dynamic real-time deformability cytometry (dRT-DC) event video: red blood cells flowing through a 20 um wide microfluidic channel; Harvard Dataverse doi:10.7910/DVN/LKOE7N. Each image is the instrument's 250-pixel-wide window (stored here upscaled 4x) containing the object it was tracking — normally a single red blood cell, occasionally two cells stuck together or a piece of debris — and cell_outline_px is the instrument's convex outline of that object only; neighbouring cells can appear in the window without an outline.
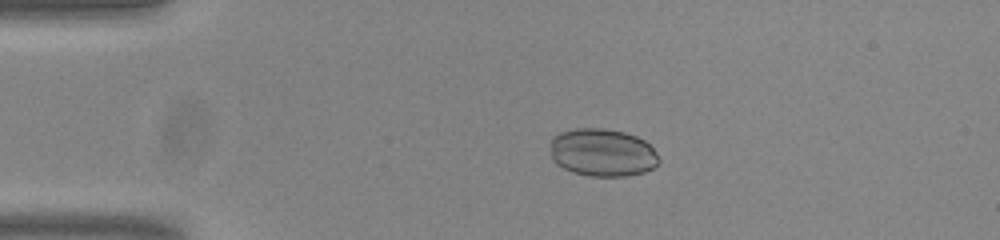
{"species": "common noctule bat (a hibernating species)", "species_latin": "Nyctalus noctula", "temperature_condition": "room temperature", "stored_images_in_passage": 43, "camera_frame_rate_fps": 3000, "um_per_image_px": 0.085, "animal": {"sex": "male", "body_mass_g": 20.0, "forearm_length_mm": 53.3}, "frame": {"image": 1, "passage_image": 1, "time_ms": 0.0, "image_size_px": [1000, 240], "cell_outline_px": [[660, 160], [652, 168], [644, 172], [624, 176], [588, 176], [572, 172], [556, 164], [552, 160], [552, 136], [560, 132], [576, 128], [604, 128], [624, 132], [636, 136], [644, 140], [656, 152]], "centroid_in_image_um": [51.2, 12.96], "position_along_channel_um": 33.8, "area_um2": 30.23}}
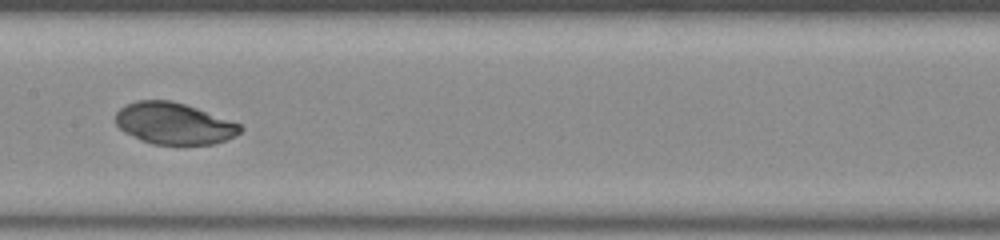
{"frame": {"image": 2, "passage_image": 17, "time_ms": 5.333, "image_size_px": [1000, 240], "cell_outline_px": [[244, 128], [236, 136], [212, 144], [152, 144], [140, 140], [124, 132], [116, 124], [116, 112], [120, 108], [136, 100], [172, 100], [196, 108], [240, 124]], "centroid_in_image_um": [14.77, 10.5], "position_along_channel_um": 192.6, "area_um2": 30.0}}
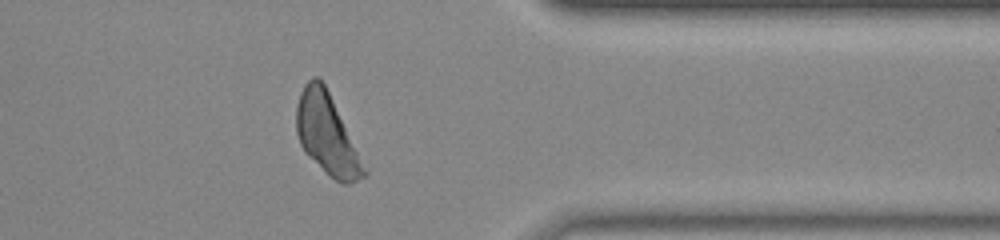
{"frame": {"image": 3, "passage_image": 33, "time_ms": 10.667, "image_size_px": [1000, 240], "cell_outline_px": [[368, 172], [364, 176], [348, 184], [340, 184], [328, 176], [304, 152], [300, 144], [296, 132], [296, 108], [300, 92], [304, 84], [312, 76], [316, 76], [324, 84], [368, 168]], "centroid_in_image_um": [27.79, 11.46], "position_along_channel_um": 383.6, "area_um2": 31.85}}